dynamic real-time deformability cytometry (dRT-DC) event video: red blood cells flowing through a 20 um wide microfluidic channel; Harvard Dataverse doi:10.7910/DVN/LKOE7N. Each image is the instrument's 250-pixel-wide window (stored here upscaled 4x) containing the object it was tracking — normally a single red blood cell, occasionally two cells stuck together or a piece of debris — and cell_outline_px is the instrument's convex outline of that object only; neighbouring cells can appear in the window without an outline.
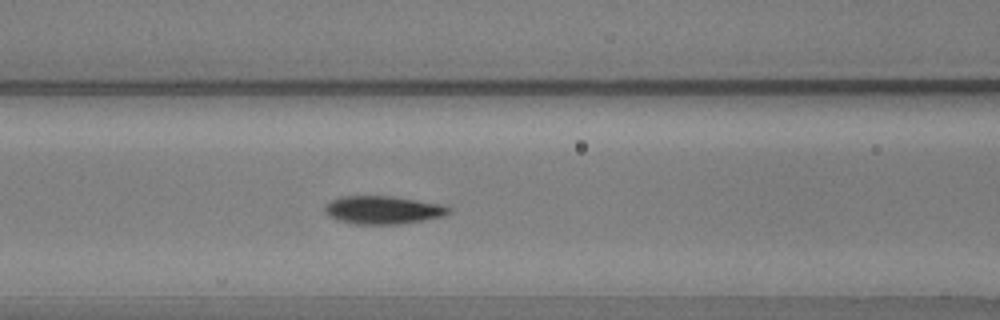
{"species": "common noctule bat (a hibernating species)", "species_latin": "Nyctalus noctula", "temperature_condition": "warm", "stored_images_in_passage": 40, "camera_frame_rate_fps": 3000, "um_per_image_px": 0.085, "animal": {"sex": "male", "body_mass_g": 20.5, "forearm_length_mm": 52.5}, "frame": {"image": 1, "passage_image": 9, "time_ms": 2.667, "image_size_px": [1000, 320], "cell_outline_px": [[448, 212], [444, 216], [396, 224], [356, 224], [336, 220], [328, 216], [324, 212], [324, 208], [332, 200], [344, 196], [392, 196], [440, 204], [448, 208]], "centroid_in_image_um": [32.48, 17.85], "position_along_channel_um": 134.1, "area_um2": 19.88}}
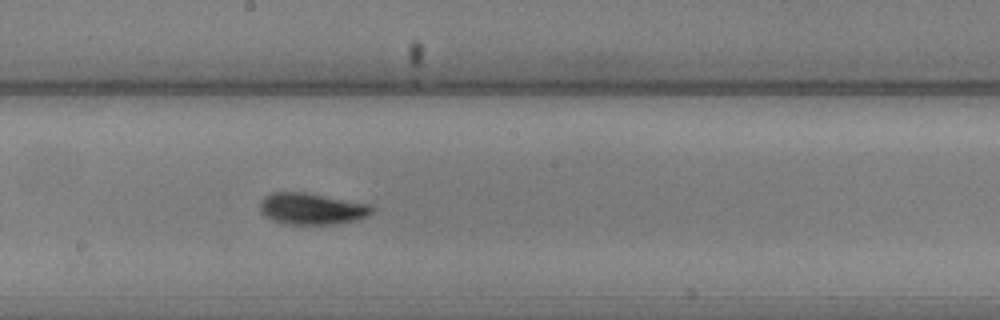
{"frame": {"image": 2, "passage_image": 16, "time_ms": 5.0, "image_size_px": [1000, 320], "cell_outline_px": [[376, 208], [368, 216], [352, 220], [328, 224], [280, 224], [264, 216], [260, 212], [260, 200], [264, 196], [272, 192], [308, 192], [368, 204]], "centroid_in_image_um": [26.44, 17.73], "position_along_channel_um": 221.8, "area_um2": 20.63}}
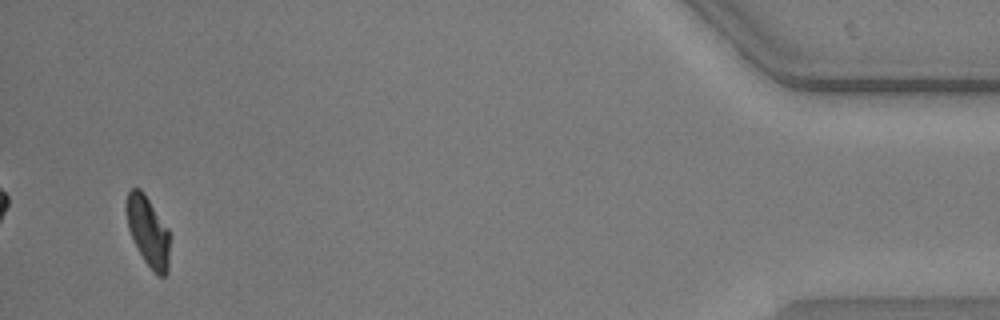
{"frame": {"image": 3, "passage_image": 38, "time_ms": 12.333, "image_size_px": [1000, 320], "cell_outline_px": [[168, 272], [164, 276], [156, 276], [152, 272], [144, 260], [128, 228], [124, 208], [124, 204], [128, 192], [132, 188], [140, 188], [144, 192], [168, 228]], "centroid_in_image_um": [12.55, 19.63], "position_along_channel_um": 422.6, "area_um2": 17.69}, "authors_computed_cell_mechanics": {"area_um2": 19.7676, "velocity_mm_per_s": 3.7541, "shape_relaxation_time_tau1_ms": 2.3924, "shape_relaxation_time_tau2_ms": 1.5167, "deformation_change_tau1": 0.1081, "deformation_change_tau2": 0.0502}}